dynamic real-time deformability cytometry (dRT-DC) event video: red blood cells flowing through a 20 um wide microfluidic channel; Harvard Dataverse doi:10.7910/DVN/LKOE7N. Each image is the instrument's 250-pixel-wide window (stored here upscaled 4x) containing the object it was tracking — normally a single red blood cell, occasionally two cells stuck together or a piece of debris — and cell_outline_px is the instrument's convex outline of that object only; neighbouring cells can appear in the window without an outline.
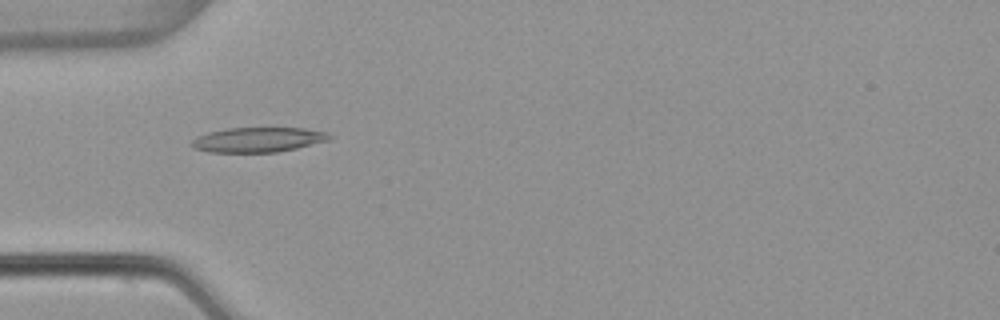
{"species": "common noctule bat (a hibernating species)", "species_latin": "Nyctalus noctula", "temperature_condition": "warm", "stored_images_in_passage": 53, "camera_frame_rate_fps": 3000, "um_per_image_px": 0.085, "animal": {"sex": "female", "body_mass_g": 22.7, "forearm_length_mm": 54.2}, "frame": {"image": 1, "passage_image": 17, "time_ms": 5.333, "image_size_px": [1000, 320], "cell_outline_px": [[336, 136], [328, 140], [296, 148], [276, 152], [208, 152], [196, 148], [188, 144], [196, 136], [208, 132], [228, 128], [304, 128], [328, 132]], "centroid_in_image_um": [21.94, 11.87], "position_along_channel_um": 63.1, "area_um2": 20.0}}
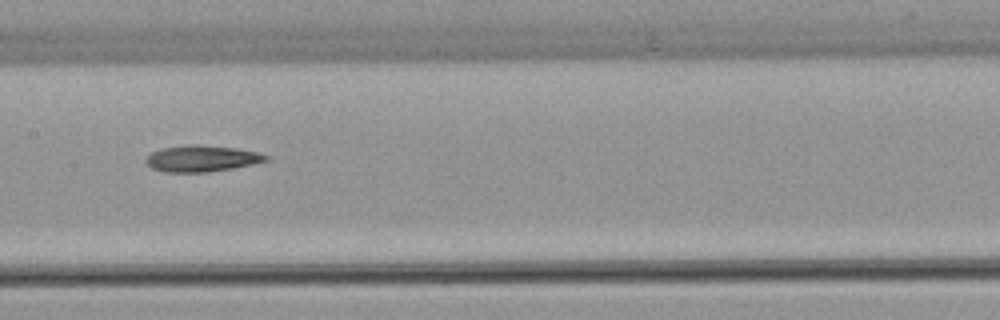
{"frame": {"image": 2, "passage_image": 27, "time_ms": 8.667, "image_size_px": [1000, 320], "cell_outline_px": [[268, 160], [252, 164], [232, 168], [208, 172], [164, 172], [152, 168], [144, 160], [152, 152], [160, 148], [236, 148], [256, 152], [268, 156]], "centroid_in_image_um": [17.14, 13.54], "position_along_channel_um": 190.3, "area_um2": 17.11}}
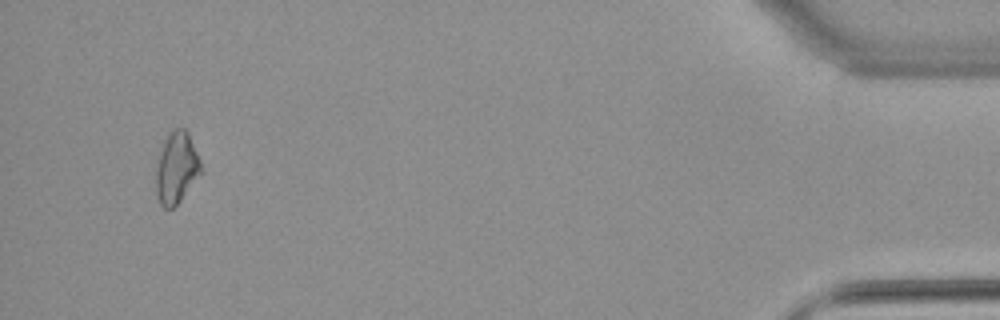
{"frame": {"image": 3, "passage_image": 51, "time_ms": 16.667, "image_size_px": [1000, 320], "cell_outline_px": [[204, 172], [180, 200], [172, 208], [164, 208], [160, 204], [156, 196], [156, 168], [160, 152], [164, 140], [168, 132], [172, 128], [184, 128], [188, 132], [200, 160]], "centroid_in_image_um": [15.01, 14.26], "position_along_channel_um": 420.2, "area_um2": 18.96}}